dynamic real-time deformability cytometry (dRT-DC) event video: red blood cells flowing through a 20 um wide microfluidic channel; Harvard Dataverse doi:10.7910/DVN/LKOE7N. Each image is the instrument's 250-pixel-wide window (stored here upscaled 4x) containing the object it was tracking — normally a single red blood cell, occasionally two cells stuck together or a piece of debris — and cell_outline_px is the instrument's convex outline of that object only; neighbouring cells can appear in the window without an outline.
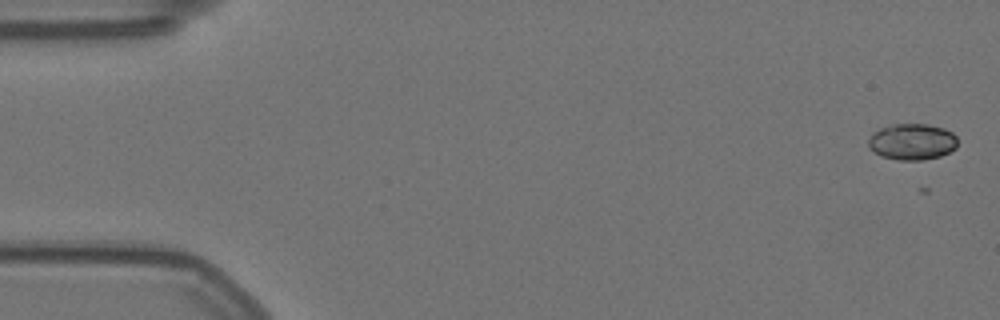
{"species": "Egyptian fruit bat (a non-hibernating species)", "species_latin": "Rousettus aegyptiacus", "temperature_condition": "warm", "stored_images_in_passage": 16, "camera_frame_rate_fps": 3000, "um_per_image_px": 0.085, "animal": {"sex": "female"}, "frame": {"image": 1, "passage_image": 1, "time_ms": 0.0, "image_size_px": [1000, 320], "cell_outline_px": [[956, 148], [940, 156], [920, 160], [900, 160], [880, 156], [872, 152], [868, 148], [868, 140], [872, 132], [880, 128], [892, 124], [928, 124], [944, 128], [952, 132], [956, 136]], "centroid_in_image_um": [77.49, 12.04], "position_along_channel_um": 7.5, "area_um2": 19.02}}
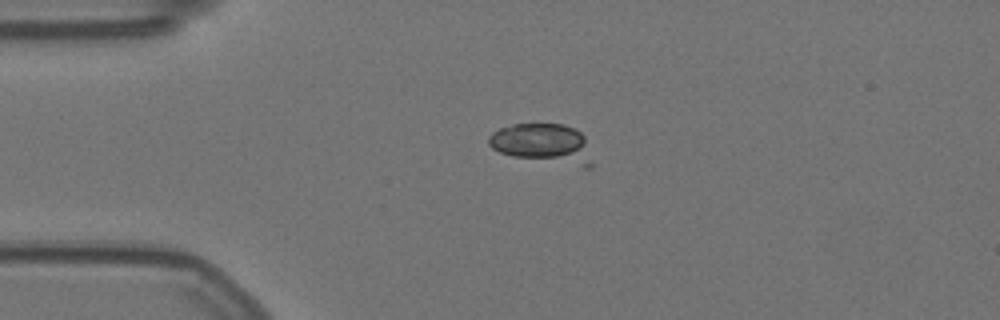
{"frame": {"image": 2, "passage_image": 13, "time_ms": 4.0, "image_size_px": [1000, 320], "cell_outline_px": [[584, 144], [568, 152], [556, 156], [512, 156], [500, 152], [492, 148], [488, 144], [488, 136], [492, 132], [500, 128], [512, 124], [564, 124], [580, 132], [584, 136]], "centroid_in_image_um": [45.52, 11.88], "position_along_channel_um": 39.5, "area_um2": 18.73}}